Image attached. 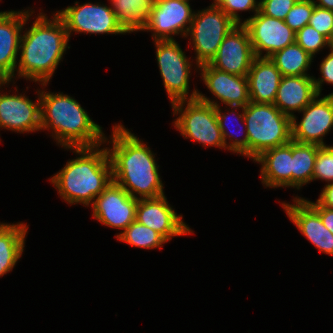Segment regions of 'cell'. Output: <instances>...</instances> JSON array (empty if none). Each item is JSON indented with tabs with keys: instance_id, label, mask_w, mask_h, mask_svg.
Listing matches in <instances>:
<instances>
[{
	"instance_id": "obj_3",
	"label": "cell",
	"mask_w": 333,
	"mask_h": 333,
	"mask_svg": "<svg viewBox=\"0 0 333 333\" xmlns=\"http://www.w3.org/2000/svg\"><path fill=\"white\" fill-rule=\"evenodd\" d=\"M64 148L77 156L68 160L50 179L60 198L67 204L92 205L113 181L112 165L106 147ZM100 148V149H99Z\"/></svg>"
},
{
	"instance_id": "obj_9",
	"label": "cell",
	"mask_w": 333,
	"mask_h": 333,
	"mask_svg": "<svg viewBox=\"0 0 333 333\" xmlns=\"http://www.w3.org/2000/svg\"><path fill=\"white\" fill-rule=\"evenodd\" d=\"M56 13L63 20L69 39H71L72 32L94 35L127 34L118 23L111 7L104 3L101 4V2L94 4L85 2L79 5V2L76 1L75 5L56 11Z\"/></svg>"
},
{
	"instance_id": "obj_5",
	"label": "cell",
	"mask_w": 333,
	"mask_h": 333,
	"mask_svg": "<svg viewBox=\"0 0 333 333\" xmlns=\"http://www.w3.org/2000/svg\"><path fill=\"white\" fill-rule=\"evenodd\" d=\"M247 131V158L254 160L267 149L292 140V118L274 104L249 102L244 107Z\"/></svg>"
},
{
	"instance_id": "obj_18",
	"label": "cell",
	"mask_w": 333,
	"mask_h": 333,
	"mask_svg": "<svg viewBox=\"0 0 333 333\" xmlns=\"http://www.w3.org/2000/svg\"><path fill=\"white\" fill-rule=\"evenodd\" d=\"M35 11L31 8L21 11L0 13V81H13L18 62L21 33Z\"/></svg>"
},
{
	"instance_id": "obj_29",
	"label": "cell",
	"mask_w": 333,
	"mask_h": 333,
	"mask_svg": "<svg viewBox=\"0 0 333 333\" xmlns=\"http://www.w3.org/2000/svg\"><path fill=\"white\" fill-rule=\"evenodd\" d=\"M295 42L313 58L321 49L332 46L324 35L309 24L296 32Z\"/></svg>"
},
{
	"instance_id": "obj_38",
	"label": "cell",
	"mask_w": 333,
	"mask_h": 333,
	"mask_svg": "<svg viewBox=\"0 0 333 333\" xmlns=\"http://www.w3.org/2000/svg\"><path fill=\"white\" fill-rule=\"evenodd\" d=\"M312 2L317 7L333 11V0H312Z\"/></svg>"
},
{
	"instance_id": "obj_30",
	"label": "cell",
	"mask_w": 333,
	"mask_h": 333,
	"mask_svg": "<svg viewBox=\"0 0 333 333\" xmlns=\"http://www.w3.org/2000/svg\"><path fill=\"white\" fill-rule=\"evenodd\" d=\"M333 183V146H320L315 159L312 181Z\"/></svg>"
},
{
	"instance_id": "obj_31",
	"label": "cell",
	"mask_w": 333,
	"mask_h": 333,
	"mask_svg": "<svg viewBox=\"0 0 333 333\" xmlns=\"http://www.w3.org/2000/svg\"><path fill=\"white\" fill-rule=\"evenodd\" d=\"M314 6L312 0H298L286 15L284 22L297 32L309 23Z\"/></svg>"
},
{
	"instance_id": "obj_23",
	"label": "cell",
	"mask_w": 333,
	"mask_h": 333,
	"mask_svg": "<svg viewBox=\"0 0 333 333\" xmlns=\"http://www.w3.org/2000/svg\"><path fill=\"white\" fill-rule=\"evenodd\" d=\"M28 225L0 222V278L13 270L22 257Z\"/></svg>"
},
{
	"instance_id": "obj_16",
	"label": "cell",
	"mask_w": 333,
	"mask_h": 333,
	"mask_svg": "<svg viewBox=\"0 0 333 333\" xmlns=\"http://www.w3.org/2000/svg\"><path fill=\"white\" fill-rule=\"evenodd\" d=\"M255 57L246 27L238 24L224 37L208 64L229 74L247 76Z\"/></svg>"
},
{
	"instance_id": "obj_28",
	"label": "cell",
	"mask_w": 333,
	"mask_h": 333,
	"mask_svg": "<svg viewBox=\"0 0 333 333\" xmlns=\"http://www.w3.org/2000/svg\"><path fill=\"white\" fill-rule=\"evenodd\" d=\"M120 242L127 243L129 246L141 249H162L168 241L158 232L150 227L133 221L123 232L115 235Z\"/></svg>"
},
{
	"instance_id": "obj_4",
	"label": "cell",
	"mask_w": 333,
	"mask_h": 333,
	"mask_svg": "<svg viewBox=\"0 0 333 333\" xmlns=\"http://www.w3.org/2000/svg\"><path fill=\"white\" fill-rule=\"evenodd\" d=\"M41 130L63 148L96 147L104 144L105 134L74 97L63 92L45 91L40 84ZM44 89V90H43Z\"/></svg>"
},
{
	"instance_id": "obj_15",
	"label": "cell",
	"mask_w": 333,
	"mask_h": 333,
	"mask_svg": "<svg viewBox=\"0 0 333 333\" xmlns=\"http://www.w3.org/2000/svg\"><path fill=\"white\" fill-rule=\"evenodd\" d=\"M138 199L113 181L95 198L92 217L104 226L123 232L136 219Z\"/></svg>"
},
{
	"instance_id": "obj_34",
	"label": "cell",
	"mask_w": 333,
	"mask_h": 333,
	"mask_svg": "<svg viewBox=\"0 0 333 333\" xmlns=\"http://www.w3.org/2000/svg\"><path fill=\"white\" fill-rule=\"evenodd\" d=\"M259 10L266 16L284 20L298 0H259Z\"/></svg>"
},
{
	"instance_id": "obj_22",
	"label": "cell",
	"mask_w": 333,
	"mask_h": 333,
	"mask_svg": "<svg viewBox=\"0 0 333 333\" xmlns=\"http://www.w3.org/2000/svg\"><path fill=\"white\" fill-rule=\"evenodd\" d=\"M247 78L250 102L274 104L282 74L269 57H255Z\"/></svg>"
},
{
	"instance_id": "obj_27",
	"label": "cell",
	"mask_w": 333,
	"mask_h": 333,
	"mask_svg": "<svg viewBox=\"0 0 333 333\" xmlns=\"http://www.w3.org/2000/svg\"><path fill=\"white\" fill-rule=\"evenodd\" d=\"M269 58L275 63L282 76H310L307 71L314 59L296 42L275 52Z\"/></svg>"
},
{
	"instance_id": "obj_7",
	"label": "cell",
	"mask_w": 333,
	"mask_h": 333,
	"mask_svg": "<svg viewBox=\"0 0 333 333\" xmlns=\"http://www.w3.org/2000/svg\"><path fill=\"white\" fill-rule=\"evenodd\" d=\"M237 24L219 7L214 4L195 11L188 34L189 46L195 56L194 70L199 65L209 63L216 55L224 37ZM191 45V46H190Z\"/></svg>"
},
{
	"instance_id": "obj_1",
	"label": "cell",
	"mask_w": 333,
	"mask_h": 333,
	"mask_svg": "<svg viewBox=\"0 0 333 333\" xmlns=\"http://www.w3.org/2000/svg\"><path fill=\"white\" fill-rule=\"evenodd\" d=\"M109 139L105 136L103 143L112 144L106 148L112 165L113 182L136 199L165 195L156 154L147 143L121 123L112 127Z\"/></svg>"
},
{
	"instance_id": "obj_24",
	"label": "cell",
	"mask_w": 333,
	"mask_h": 333,
	"mask_svg": "<svg viewBox=\"0 0 333 333\" xmlns=\"http://www.w3.org/2000/svg\"><path fill=\"white\" fill-rule=\"evenodd\" d=\"M118 23L127 33L141 31L154 0H108Z\"/></svg>"
},
{
	"instance_id": "obj_21",
	"label": "cell",
	"mask_w": 333,
	"mask_h": 333,
	"mask_svg": "<svg viewBox=\"0 0 333 333\" xmlns=\"http://www.w3.org/2000/svg\"><path fill=\"white\" fill-rule=\"evenodd\" d=\"M317 95L313 76H282L274 105L292 118Z\"/></svg>"
},
{
	"instance_id": "obj_35",
	"label": "cell",
	"mask_w": 333,
	"mask_h": 333,
	"mask_svg": "<svg viewBox=\"0 0 333 333\" xmlns=\"http://www.w3.org/2000/svg\"><path fill=\"white\" fill-rule=\"evenodd\" d=\"M321 77L316 79L313 76V81L315 83V88L318 95H321L322 86L327 83L333 85V46L329 48V53L326 55L319 66Z\"/></svg>"
},
{
	"instance_id": "obj_2",
	"label": "cell",
	"mask_w": 333,
	"mask_h": 333,
	"mask_svg": "<svg viewBox=\"0 0 333 333\" xmlns=\"http://www.w3.org/2000/svg\"><path fill=\"white\" fill-rule=\"evenodd\" d=\"M51 16L48 19L47 14L40 12L32 26L23 28L14 79L23 77L38 85L50 84L64 53L70 48L63 20L56 12Z\"/></svg>"
},
{
	"instance_id": "obj_13",
	"label": "cell",
	"mask_w": 333,
	"mask_h": 333,
	"mask_svg": "<svg viewBox=\"0 0 333 333\" xmlns=\"http://www.w3.org/2000/svg\"><path fill=\"white\" fill-rule=\"evenodd\" d=\"M11 81H0V89ZM38 99L33 101L24 94H9L0 90V128L17 133L41 130L40 89Z\"/></svg>"
},
{
	"instance_id": "obj_14",
	"label": "cell",
	"mask_w": 333,
	"mask_h": 333,
	"mask_svg": "<svg viewBox=\"0 0 333 333\" xmlns=\"http://www.w3.org/2000/svg\"><path fill=\"white\" fill-rule=\"evenodd\" d=\"M245 18L246 27L256 57H270L275 52L295 43V34L284 20L269 17L260 10ZM265 52V54H264Z\"/></svg>"
},
{
	"instance_id": "obj_11",
	"label": "cell",
	"mask_w": 333,
	"mask_h": 333,
	"mask_svg": "<svg viewBox=\"0 0 333 333\" xmlns=\"http://www.w3.org/2000/svg\"><path fill=\"white\" fill-rule=\"evenodd\" d=\"M300 122L292 117V140L299 143L326 146L324 136L333 129V92L321 97L317 95L302 111Z\"/></svg>"
},
{
	"instance_id": "obj_36",
	"label": "cell",
	"mask_w": 333,
	"mask_h": 333,
	"mask_svg": "<svg viewBox=\"0 0 333 333\" xmlns=\"http://www.w3.org/2000/svg\"><path fill=\"white\" fill-rule=\"evenodd\" d=\"M320 216L325 227L333 234V209L322 206L317 200L316 202L303 198Z\"/></svg>"
},
{
	"instance_id": "obj_37",
	"label": "cell",
	"mask_w": 333,
	"mask_h": 333,
	"mask_svg": "<svg viewBox=\"0 0 333 333\" xmlns=\"http://www.w3.org/2000/svg\"><path fill=\"white\" fill-rule=\"evenodd\" d=\"M317 201L324 207L333 209V183L324 186Z\"/></svg>"
},
{
	"instance_id": "obj_8",
	"label": "cell",
	"mask_w": 333,
	"mask_h": 333,
	"mask_svg": "<svg viewBox=\"0 0 333 333\" xmlns=\"http://www.w3.org/2000/svg\"><path fill=\"white\" fill-rule=\"evenodd\" d=\"M156 59L170 104L197 99L198 89L189 93V79L194 60L187 57L175 40H155Z\"/></svg>"
},
{
	"instance_id": "obj_19",
	"label": "cell",
	"mask_w": 333,
	"mask_h": 333,
	"mask_svg": "<svg viewBox=\"0 0 333 333\" xmlns=\"http://www.w3.org/2000/svg\"><path fill=\"white\" fill-rule=\"evenodd\" d=\"M287 217L297 227L302 236L319 250L333 256V234L323 224L319 214L298 195L293 198L294 204L280 202Z\"/></svg>"
},
{
	"instance_id": "obj_33",
	"label": "cell",
	"mask_w": 333,
	"mask_h": 333,
	"mask_svg": "<svg viewBox=\"0 0 333 333\" xmlns=\"http://www.w3.org/2000/svg\"><path fill=\"white\" fill-rule=\"evenodd\" d=\"M311 25L320 34L333 43V11L314 6V11L309 20Z\"/></svg>"
},
{
	"instance_id": "obj_32",
	"label": "cell",
	"mask_w": 333,
	"mask_h": 333,
	"mask_svg": "<svg viewBox=\"0 0 333 333\" xmlns=\"http://www.w3.org/2000/svg\"><path fill=\"white\" fill-rule=\"evenodd\" d=\"M258 0H213L215 6L221 8L237 25L243 24L238 12L251 11L255 15L259 11Z\"/></svg>"
},
{
	"instance_id": "obj_10",
	"label": "cell",
	"mask_w": 333,
	"mask_h": 333,
	"mask_svg": "<svg viewBox=\"0 0 333 333\" xmlns=\"http://www.w3.org/2000/svg\"><path fill=\"white\" fill-rule=\"evenodd\" d=\"M190 0H154L148 19L141 30L151 32L155 40H175V36L186 38L195 11Z\"/></svg>"
},
{
	"instance_id": "obj_6",
	"label": "cell",
	"mask_w": 333,
	"mask_h": 333,
	"mask_svg": "<svg viewBox=\"0 0 333 333\" xmlns=\"http://www.w3.org/2000/svg\"><path fill=\"white\" fill-rule=\"evenodd\" d=\"M173 126L185 138L199 142L203 147L225 149L221 129L218 125L216 107L198 99L180 100L171 104Z\"/></svg>"
},
{
	"instance_id": "obj_17",
	"label": "cell",
	"mask_w": 333,
	"mask_h": 333,
	"mask_svg": "<svg viewBox=\"0 0 333 333\" xmlns=\"http://www.w3.org/2000/svg\"><path fill=\"white\" fill-rule=\"evenodd\" d=\"M135 220L158 232L168 242L176 236L194 234L183 221V215L176 213L165 195L158 198L138 199Z\"/></svg>"
},
{
	"instance_id": "obj_25",
	"label": "cell",
	"mask_w": 333,
	"mask_h": 333,
	"mask_svg": "<svg viewBox=\"0 0 333 333\" xmlns=\"http://www.w3.org/2000/svg\"><path fill=\"white\" fill-rule=\"evenodd\" d=\"M319 145L292 140V187L300 190L312 182Z\"/></svg>"
},
{
	"instance_id": "obj_26",
	"label": "cell",
	"mask_w": 333,
	"mask_h": 333,
	"mask_svg": "<svg viewBox=\"0 0 333 333\" xmlns=\"http://www.w3.org/2000/svg\"><path fill=\"white\" fill-rule=\"evenodd\" d=\"M221 105H219L218 107H216V114H217V121H218V125L221 129V132H222V136H223V140H224V143H225V150L227 149L228 151L232 152V153H236V154H241L243 157L245 156L247 158V139H248V136H247V131H246V125H245V122H244V107H241V106H226L225 107V111L222 110V108H220ZM229 107V108H228ZM241 108V109H240ZM239 110L241 112H239ZM228 111V112H227ZM233 115V117L235 119H231L229 117ZM229 120H232V121H236L240 124H243V125H238V127H243V129H241V133L244 135H242V139L241 138H237V133L236 134H233V131L228 129L229 128ZM234 121V122H235ZM231 122V121H230ZM237 127V126H236ZM237 129V128H236ZM238 129V130H240ZM229 130V131H228ZM232 131V132H231ZM240 137V136H239ZM228 139V140H227ZM229 141V142H228Z\"/></svg>"
},
{
	"instance_id": "obj_20",
	"label": "cell",
	"mask_w": 333,
	"mask_h": 333,
	"mask_svg": "<svg viewBox=\"0 0 333 333\" xmlns=\"http://www.w3.org/2000/svg\"><path fill=\"white\" fill-rule=\"evenodd\" d=\"M253 161L261 164L260 181L265 188H292V140L265 150Z\"/></svg>"
},
{
	"instance_id": "obj_12",
	"label": "cell",
	"mask_w": 333,
	"mask_h": 333,
	"mask_svg": "<svg viewBox=\"0 0 333 333\" xmlns=\"http://www.w3.org/2000/svg\"><path fill=\"white\" fill-rule=\"evenodd\" d=\"M201 80L215 99L206 97L198 91L197 99L218 107V102L226 106L245 107L249 102V87L247 76L233 75L213 68L208 63L199 65Z\"/></svg>"
}]
</instances>
